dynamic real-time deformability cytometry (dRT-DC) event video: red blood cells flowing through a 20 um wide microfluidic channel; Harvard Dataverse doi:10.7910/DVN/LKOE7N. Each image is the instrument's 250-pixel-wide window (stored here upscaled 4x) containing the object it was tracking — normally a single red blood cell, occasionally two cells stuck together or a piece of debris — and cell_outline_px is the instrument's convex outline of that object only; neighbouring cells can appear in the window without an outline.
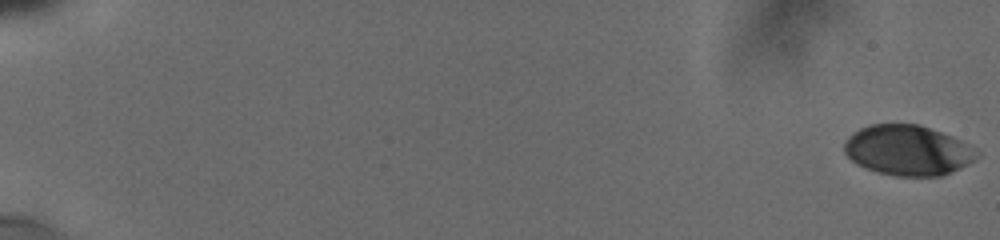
{"species": "human", "species_latin": "Homo sapiens", "temperature_condition": "cold", "stored_images_in_passage": 64, "camera_frame_rate_fps": 3000, "um_per_image_px": 0.085, "donor": {"sex": "male"}, "frame": {"image": 1, "passage_image": 1, "time_ms": 0.0, "image_size_px": [1000, 240], "cell_outline_px": [[980, 156], [976, 160], [952, 172], [940, 176], [896, 176], [876, 172], [856, 164], [844, 152], [844, 140], [852, 132], [860, 128], [872, 124], [916, 124], [952, 136], [976, 148], [980, 152]], "centroid_in_image_um": [77.17, 12.78], "position_along_channel_um": 7.8, "area_um2": 39.02}}
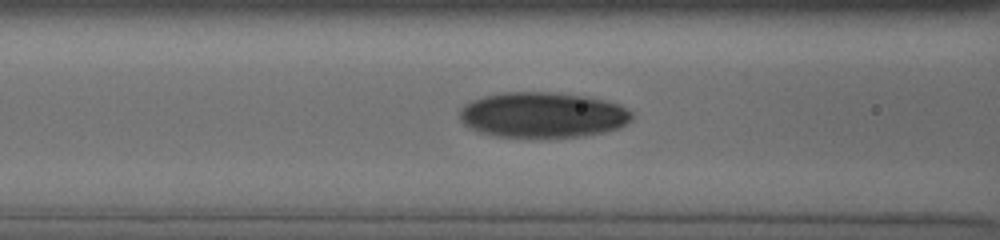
{"frame": {"image": 2, "passage_image": 48, "time_ms": 8.667, "image_size_px": [1000, 240], "cell_outline_px": [[632, 116], [620, 128], [604, 132], [580, 136], [496, 136], [476, 132], [468, 128], [460, 120], [460, 108], [464, 104], [472, 100], [484, 96], [504, 92], [548, 92], [584, 96], [616, 104], [632, 112]], "centroid_in_image_um": [46.05, 9.76], "position_along_channel_um": 120.6, "area_um2": 45.08}}
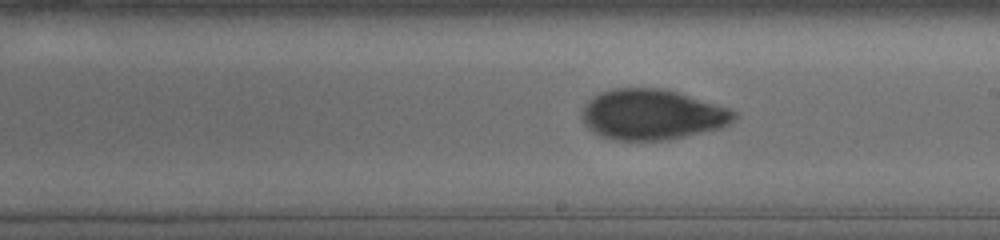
{"frame": {"image": 3, "passage_image": 63, "time_ms": 11.667, "image_size_px": [1000, 240], "cell_outline_px": [[736, 116], [728, 124], [720, 128], [668, 140], [616, 140], [604, 136], [588, 128], [584, 124], [580, 116], [580, 112], [588, 100], [600, 92], [616, 88], [660, 88], [676, 92], [728, 108], [736, 112]], "centroid_in_image_um": [55.38, 9.74], "position_along_channel_um": 233.6, "area_um2": 44.33}}